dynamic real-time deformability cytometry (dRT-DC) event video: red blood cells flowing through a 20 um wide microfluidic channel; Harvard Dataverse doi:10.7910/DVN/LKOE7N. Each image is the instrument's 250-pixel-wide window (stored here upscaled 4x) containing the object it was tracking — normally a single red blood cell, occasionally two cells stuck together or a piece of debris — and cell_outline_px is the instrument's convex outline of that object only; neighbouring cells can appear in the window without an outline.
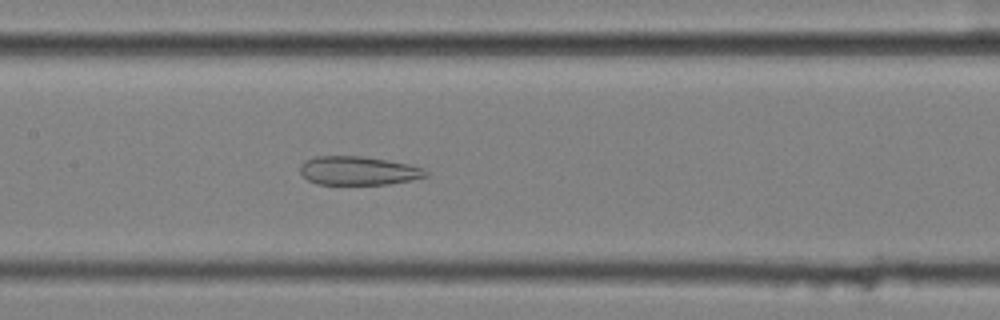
{"species": "common noctule bat (a hibernating species)", "species_latin": "Nyctalus noctula", "temperature_condition": "cold", "stored_images_in_passage": 57, "camera_frame_rate_fps": 3000, "um_per_image_px": 0.085, "animal": {"sex": "female", "body_mass_g": 25.1}, "frame": {"image": 1, "passage_image": 28, "time_ms": 9.0, "image_size_px": [1000, 320], "cell_outline_px": [[428, 176], [388, 184], [316, 184], [308, 180], [300, 172], [300, 164], [304, 160], [316, 156], [364, 156], [408, 164], [424, 168], [428, 172]], "centroid_in_image_um": [30.43, 14.5], "position_along_channel_um": 177.0, "area_um2": 20.98}}
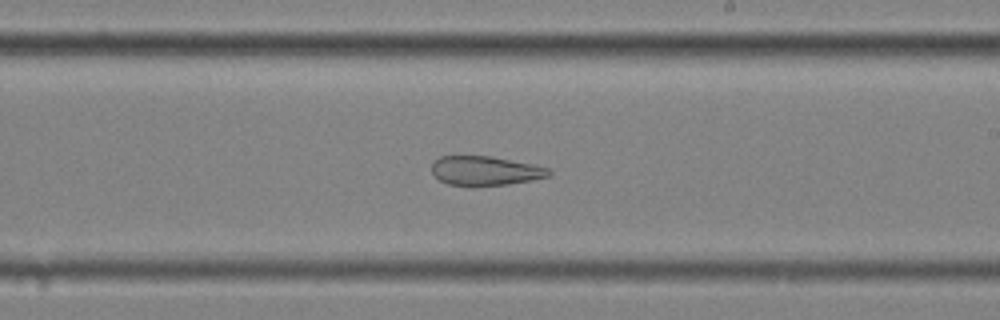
{"frame": {"image": 2, "passage_image": 34, "time_ms": 11.0, "image_size_px": [1000, 320], "cell_outline_px": [[552, 172], [548, 176], [532, 180], [508, 184], [472, 188], [468, 188], [448, 184], [440, 180], [432, 172], [432, 164], [440, 156], [492, 156], [532, 164], [548, 168]], "centroid_in_image_um": [41.22, 14.54], "position_along_channel_um": 247.8, "area_um2": 20.35}}
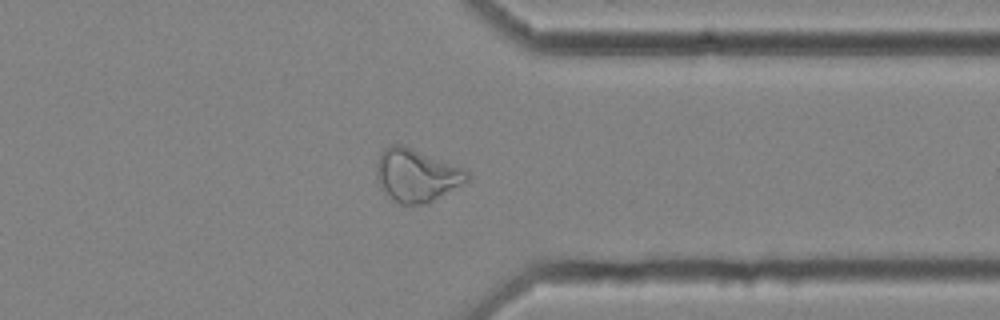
{"frame": {"image": 3, "passage_image": 45, "time_ms": 14.667, "image_size_px": [1000, 320], "cell_outline_px": [[468, 180], [428, 204], [400, 204], [384, 188], [376, 176], [376, 164], [380, 152], [384, 148], [392, 144], [404, 144], [464, 168], [468, 172]], "centroid_in_image_um": [35.41, 14.86], "position_along_channel_um": 376.0, "area_um2": 27.57}, "authors_computed_cell_mechanics": {"area_um2": 29.8248, "velocity_mm_per_s": 3.5535, "shape_relaxation_time_tau1_ms": null, "shape_relaxation_time_tau2_ms": 3.2453, "deformation_change_tau1": null, "deformation_change_tau2": 0.1099}}